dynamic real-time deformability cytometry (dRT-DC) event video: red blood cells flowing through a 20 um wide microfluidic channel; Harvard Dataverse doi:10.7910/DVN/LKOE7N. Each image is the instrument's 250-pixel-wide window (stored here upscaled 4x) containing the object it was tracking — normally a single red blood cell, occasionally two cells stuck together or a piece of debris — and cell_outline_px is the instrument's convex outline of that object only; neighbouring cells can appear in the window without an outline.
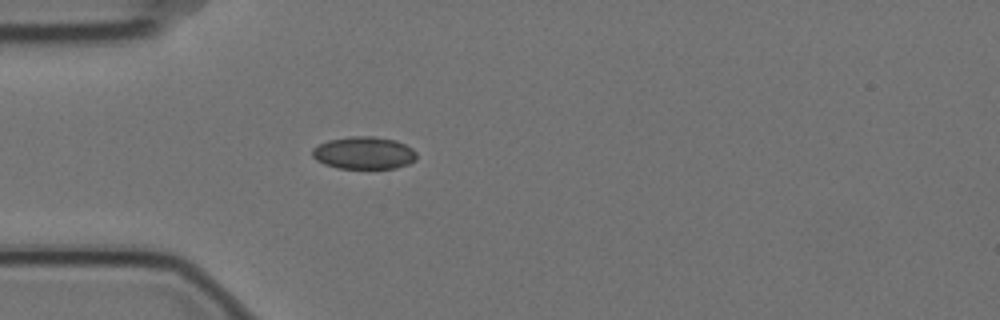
{"species": "Egyptian fruit bat (a non-hibernating species)", "species_latin": "Rousettus aegyptiacus", "temperature_condition": "cold", "stored_images_in_passage": 3, "camera_frame_rate_fps": 3000, "um_per_image_px": 0.085, "animal": {"sex": "female"}, "frame": {"image": 1, "passage_image": 3, "time_ms": 0.667, "image_size_px": [1000, 320], "cell_outline_px": [[416, 160], [408, 164], [396, 168], [336, 168], [324, 164], [316, 160], [312, 156], [312, 148], [328, 140], [352, 136], [372, 136], [396, 140], [412, 148], [416, 152]], "centroid_in_image_um": [30.93, 13.0], "position_along_channel_um": 54.1, "area_um2": 19.77}}